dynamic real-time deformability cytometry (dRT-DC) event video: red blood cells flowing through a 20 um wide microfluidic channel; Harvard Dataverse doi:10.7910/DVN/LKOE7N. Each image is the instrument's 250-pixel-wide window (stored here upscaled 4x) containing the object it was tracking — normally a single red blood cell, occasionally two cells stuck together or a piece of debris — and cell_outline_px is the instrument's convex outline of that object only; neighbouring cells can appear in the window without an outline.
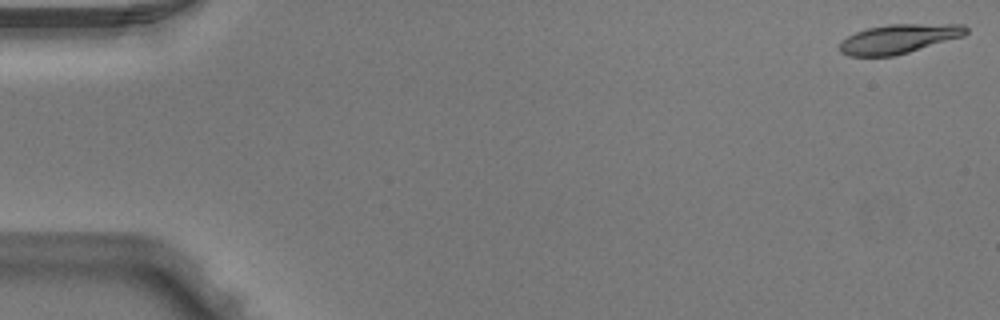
{"species": "Egyptian fruit bat (a non-hibernating species)", "species_latin": "Rousettus aegyptiacus", "temperature_condition": "warm", "stored_images_in_passage": 5, "camera_frame_rate_fps": 3000, "um_per_image_px": 0.085, "animal": {"sex": "male"}, "frame": {"image": 1, "passage_image": 1, "time_ms": 0.0, "image_size_px": [1000, 320], "cell_outline_px": [[968, 32], [964, 36], [908, 52], [892, 56], [848, 56], [840, 52], [840, 44], [848, 36], [856, 32], [868, 28], [888, 24], [964, 24], [968, 28]], "centroid_in_image_um": [76.42, 3.29], "position_along_channel_um": 8.6, "area_um2": 21.39}}
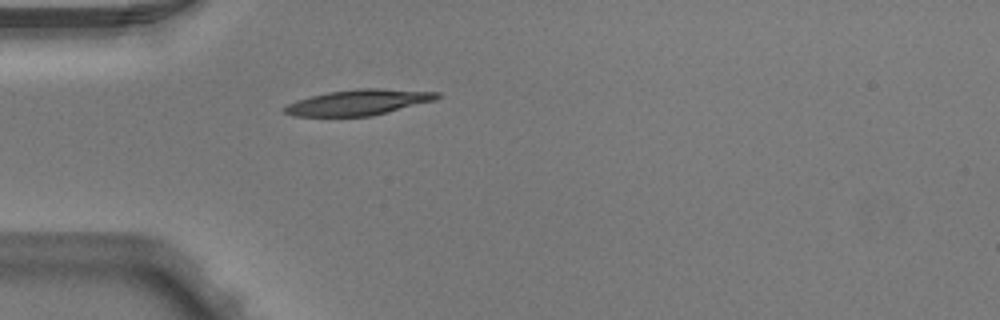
{"frame": {"image": 2, "passage_image": 5, "time_ms": 1.333, "image_size_px": [1000, 320], "cell_outline_px": [[440, 96], [436, 100], [372, 116], [292, 116], [284, 112], [280, 108], [288, 104], [312, 96], [328, 92], [360, 88], [376, 88], [440, 92]], "centroid_in_image_um": [30.49, 8.7], "position_along_channel_um": 54.5, "area_um2": 22.66}}